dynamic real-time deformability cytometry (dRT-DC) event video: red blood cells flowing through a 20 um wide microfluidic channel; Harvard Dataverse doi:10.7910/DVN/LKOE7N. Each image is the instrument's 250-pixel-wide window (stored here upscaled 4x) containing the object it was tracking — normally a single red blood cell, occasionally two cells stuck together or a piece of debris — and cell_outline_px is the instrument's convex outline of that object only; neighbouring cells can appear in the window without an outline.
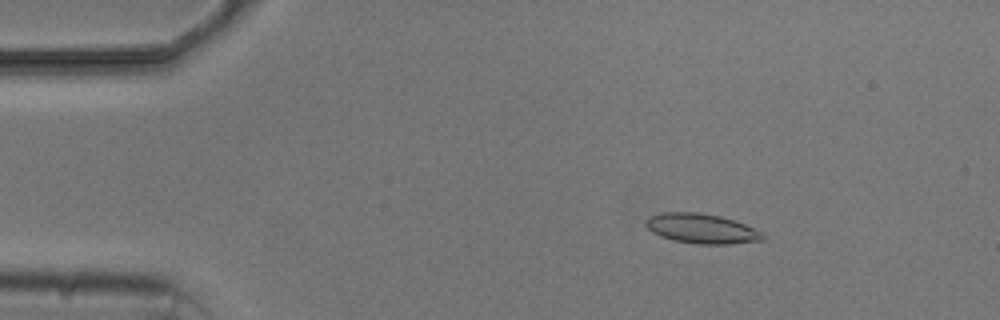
{"species": "common noctule bat (a hibernating species)", "species_latin": "Nyctalus noctula", "temperature_condition": "cold", "stored_images_in_passage": 4, "camera_frame_rate_fps": 3000, "um_per_image_px": 0.085, "animal": {"sex": "male", "body_mass_g": 20.5, "forearm_length_mm": 52.5}, "frame": {"image": 1, "passage_image": 3, "time_ms": 2.333, "image_size_px": [1000, 320], "cell_outline_px": [[768, 236], [764, 240], [728, 244], [696, 244], [672, 240], [660, 236], [652, 232], [644, 224], [648, 216], [664, 212], [700, 212], [720, 216], [744, 224], [764, 232]], "centroid_in_image_um": [59.65, 19.43], "position_along_channel_um": 25.4, "area_um2": 20.52}}